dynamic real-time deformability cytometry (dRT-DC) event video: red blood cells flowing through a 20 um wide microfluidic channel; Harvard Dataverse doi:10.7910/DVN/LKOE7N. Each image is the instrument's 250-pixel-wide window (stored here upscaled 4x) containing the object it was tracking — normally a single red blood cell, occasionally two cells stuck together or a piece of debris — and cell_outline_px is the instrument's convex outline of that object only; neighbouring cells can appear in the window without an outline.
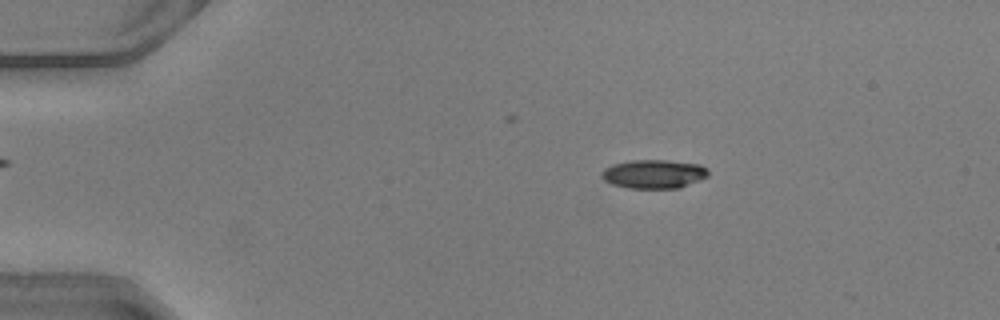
{"species": "common noctule bat (a hibernating species)", "species_latin": "Nyctalus noctula", "temperature_condition": "warm", "stored_images_in_passage": 49, "camera_frame_rate_fps": 3000, "um_per_image_px": 0.085, "animal": {"sex": "male", "body_mass_g": 20.5, "forearm_length_mm": 52.5}, "frame": {"image": 1, "passage_image": 9, "time_ms": 2.667, "image_size_px": [1000, 320], "cell_outline_px": [[708, 176], [700, 180], [680, 188], [628, 188], [612, 184], [604, 180], [600, 176], [600, 172], [604, 168], [612, 164], [632, 160], [668, 160], [700, 164], [708, 168]], "centroid_in_image_um": [55.57, 14.78], "position_along_channel_um": 29.4, "area_um2": 18.09}}
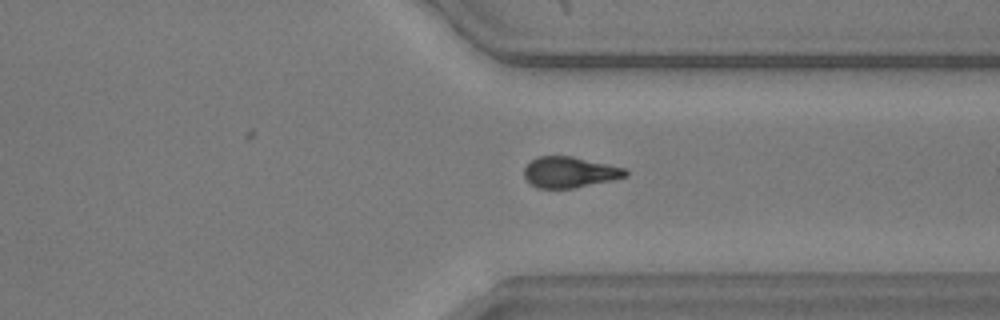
{"frame": {"image": 2, "passage_image": 38, "time_ms": 12.333, "image_size_px": [1000, 320], "cell_outline_px": [[628, 176], [612, 180], [572, 188], [536, 188], [524, 176], [524, 168], [532, 160], [540, 156], [572, 156], [608, 164], [624, 168], [628, 172]], "centroid_in_image_um": [48.43, 14.63], "position_along_channel_um": 363.0, "area_um2": 18.03}}
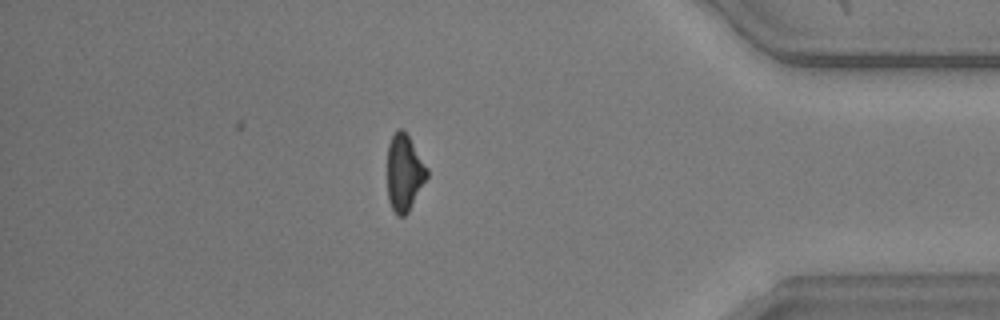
{"frame": {"image": 3, "passage_image": 43, "time_ms": 14.0, "image_size_px": [1000, 320], "cell_outline_px": [[428, 176], [408, 212], [404, 216], [396, 216], [388, 200], [388, 144], [392, 136], [400, 128], [408, 136], [428, 168]], "centroid_in_image_um": [34.36, 14.72], "position_along_channel_um": 400.8, "area_um2": 17.46}, "authors_computed_cell_mechanics": {"area_um2": 18.6116, "velocity_mm_per_s": 4.1413, "shape_relaxation_time_tau1_ms": 2.3916, "shape_relaxation_time_tau2_ms": 3.7115, "deformation_change_tau1": 0.1367, "deformation_change_tau2": 0.1356}}